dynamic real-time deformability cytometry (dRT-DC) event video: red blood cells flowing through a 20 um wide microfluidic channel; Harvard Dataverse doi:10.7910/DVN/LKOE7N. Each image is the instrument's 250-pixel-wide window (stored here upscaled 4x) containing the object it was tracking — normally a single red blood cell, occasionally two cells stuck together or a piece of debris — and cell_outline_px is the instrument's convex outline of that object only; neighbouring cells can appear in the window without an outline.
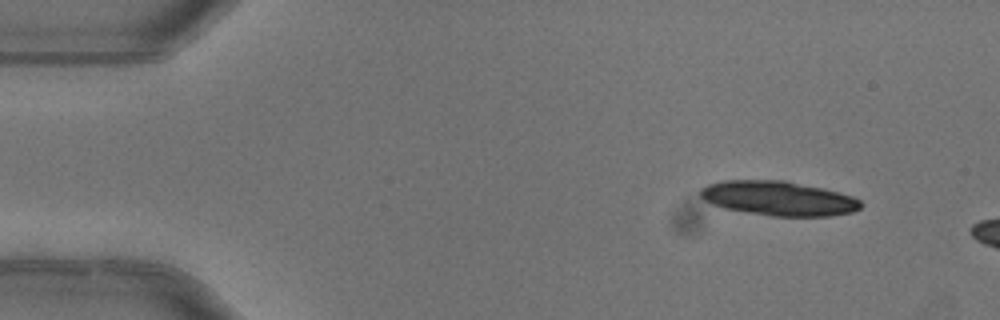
{"species": "common noctule bat (a hibernating species)", "species_latin": "Nyctalus noctula", "temperature_condition": "warm", "stored_images_in_passage": 2, "camera_frame_rate_fps": 3000, "um_per_image_px": 0.085, "animal": {"sex": "female"}, "frame": {"image": 1, "passage_image": 2, "time_ms": 0.333, "image_size_px": [1000, 320], "cell_outline_px": [[864, 204], [860, 208], [852, 212], [828, 216], [772, 216], [724, 208], [712, 204], [704, 200], [700, 196], [700, 188], [708, 184], [724, 180], [784, 180], [824, 188], [852, 196], [860, 200]], "centroid_in_image_um": [66.17, 16.85], "position_along_channel_um": 18.8, "area_um2": 32.25}}